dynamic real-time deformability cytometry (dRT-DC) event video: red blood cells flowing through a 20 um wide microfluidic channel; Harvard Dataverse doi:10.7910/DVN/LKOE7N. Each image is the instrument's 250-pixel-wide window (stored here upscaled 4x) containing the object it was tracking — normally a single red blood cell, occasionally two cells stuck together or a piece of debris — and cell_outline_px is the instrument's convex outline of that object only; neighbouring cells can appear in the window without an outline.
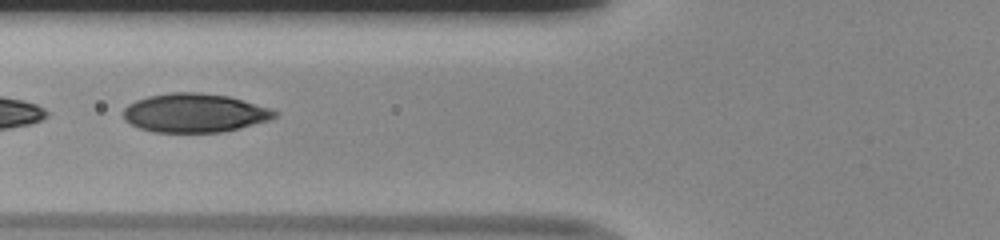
{"species": "human", "species_latin": "Homo sapiens", "temperature_condition": "room temperature", "stored_images_in_passage": 50, "segment_of_instrument_passage": [2, 2], "camera_frame_rate_fps": 3000, "um_per_image_px": 0.085, "donor": {"sex": "male"}, "frame": {"image": 1, "passage_image": 21, "time_ms": 6.667, "image_size_px": [1000, 240], "cell_outline_px": [[276, 116], [268, 120], [240, 128], [220, 132], [156, 132], [140, 128], [124, 120], [124, 108], [128, 104], [136, 100], [148, 96], [172, 92], [196, 92], [228, 96], [268, 108], [276, 112]], "centroid_in_image_um": [16.5, 9.6], "position_along_channel_um": 109.3, "area_um2": 33.81}}
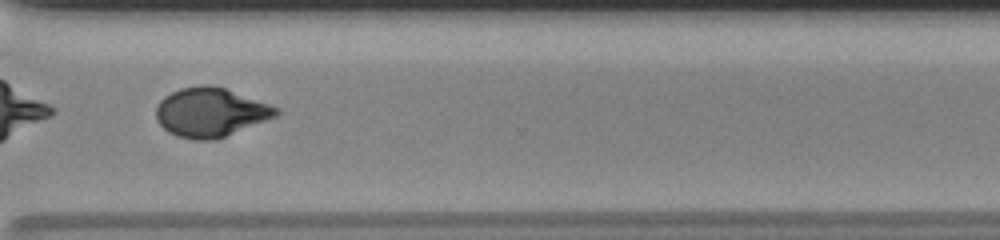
{"frame": {"image": 2, "passage_image": 39, "time_ms": 12.667, "image_size_px": [1000, 240], "cell_outline_px": [[280, 112], [276, 116], [216, 140], [196, 140], [176, 136], [168, 132], [156, 120], [156, 108], [160, 100], [164, 96], [180, 88], [200, 84], [208, 84], [224, 88], [280, 108]], "centroid_in_image_um": [17.87, 9.55], "position_along_channel_um": 352.7, "area_um2": 34.28}}